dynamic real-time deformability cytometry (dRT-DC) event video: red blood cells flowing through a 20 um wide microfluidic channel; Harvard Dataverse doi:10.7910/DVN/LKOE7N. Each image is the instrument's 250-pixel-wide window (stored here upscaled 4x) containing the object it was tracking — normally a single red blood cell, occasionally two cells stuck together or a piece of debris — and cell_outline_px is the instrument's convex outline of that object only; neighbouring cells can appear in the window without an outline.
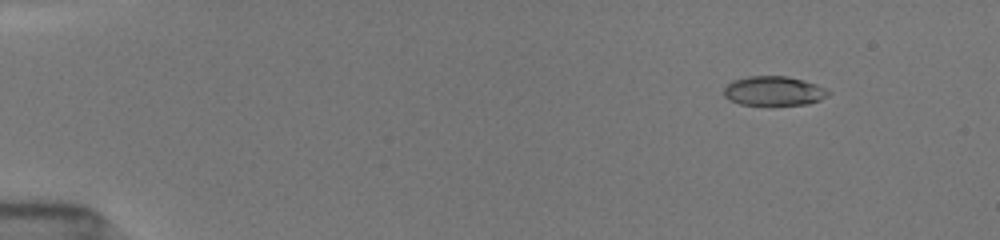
{"species": "common noctule bat (a hibernating species)", "species_latin": "Nyctalus noctula", "temperature_condition": "room temperature", "stored_images_in_passage": 5, "camera_frame_rate_fps": 3000, "um_per_image_px": 0.085, "animal": {"sex": "female", "body_mass_g": 19.5, "forearm_length_mm": 54.1}, "frame": {"image": 1, "passage_image": 2, "time_ms": 1.0, "image_size_px": [1000, 240], "cell_outline_px": [[832, 92], [828, 96], [820, 100], [808, 104], [772, 108], [740, 104], [728, 100], [724, 96], [724, 88], [732, 80], [748, 76], [788, 76], [804, 80], [816, 84]], "centroid_in_image_um": [65.77, 7.78], "position_along_channel_um": 19.2, "area_um2": 18.84}}
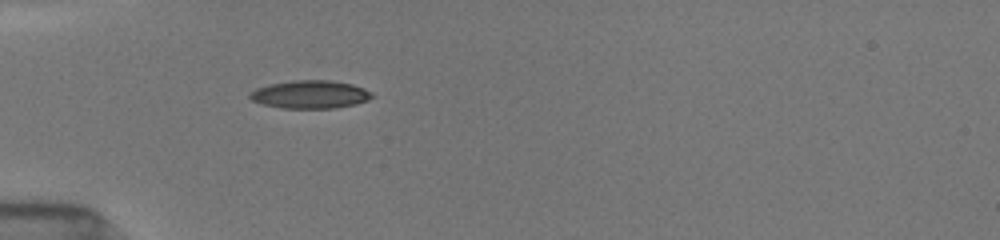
{"frame": {"image": 2, "passage_image": 5, "time_ms": 4.667, "image_size_px": [1000, 240], "cell_outline_px": [[376, 96], [368, 100], [356, 104], [336, 108], [284, 108], [264, 104], [252, 100], [248, 96], [248, 92], [256, 88], [268, 84], [292, 80], [328, 80], [352, 84], [364, 88], [372, 92]], "centroid_in_image_um": [26.38, 8.02], "position_along_channel_um": 58.6, "area_um2": 20.11}}